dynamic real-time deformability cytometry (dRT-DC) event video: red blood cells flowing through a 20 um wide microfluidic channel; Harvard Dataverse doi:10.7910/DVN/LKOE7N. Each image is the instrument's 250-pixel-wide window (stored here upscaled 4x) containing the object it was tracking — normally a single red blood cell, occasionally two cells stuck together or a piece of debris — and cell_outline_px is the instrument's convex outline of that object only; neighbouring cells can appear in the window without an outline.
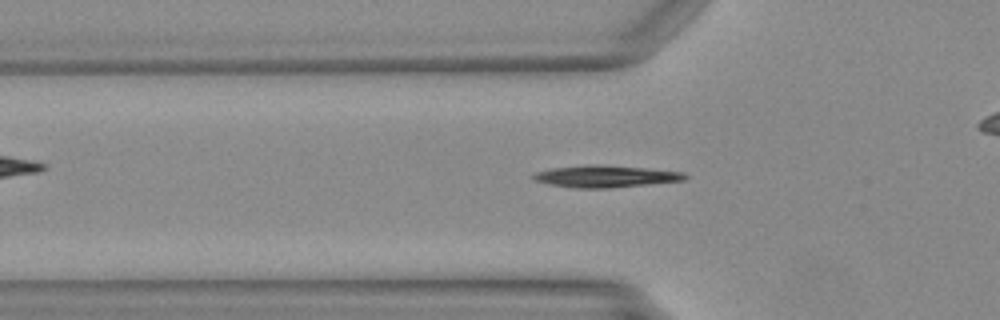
{"species": "Egyptian fruit bat (a non-hibernating species)", "species_latin": "Rousettus aegyptiacus", "temperature_condition": "warm", "stored_images_in_passage": 43, "camera_frame_rate_fps": 3000, "um_per_image_px": 0.085, "animal": {"sex": "female"}, "frame": {"image": 1, "passage_image": 16, "time_ms": 5.0, "image_size_px": [1000, 320], "cell_outline_px": [[688, 176], [684, 180], [648, 184], [608, 188], [572, 188], [548, 184], [532, 180], [532, 176], [536, 172], [548, 168], [584, 164], [600, 164], [644, 168], [684, 172]], "centroid_in_image_um": [51.39, 14.98], "position_along_channel_um": 74.4, "area_um2": 19.59}}
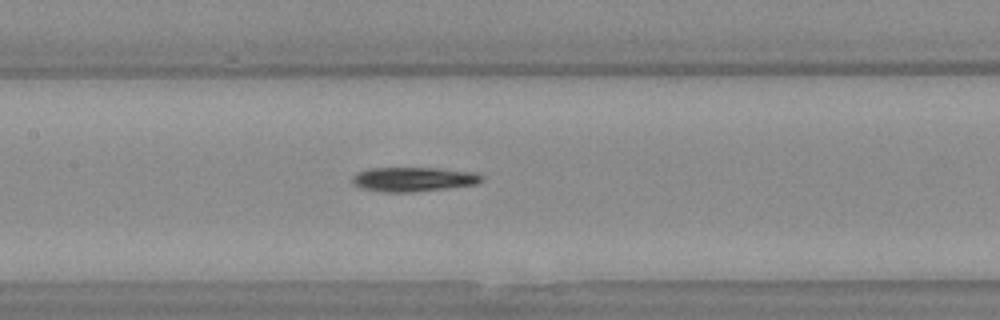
{"frame": {"image": 2, "passage_image": 23, "time_ms": 7.333, "image_size_px": [1000, 320], "cell_outline_px": [[484, 180], [476, 184], [448, 188], [412, 192], [380, 192], [364, 188], [352, 184], [352, 176], [356, 172], [368, 168], [440, 168], [472, 172], [484, 176]], "centroid_in_image_um": [35.12, 15.23], "position_along_channel_um": 172.3, "area_um2": 18.5}}
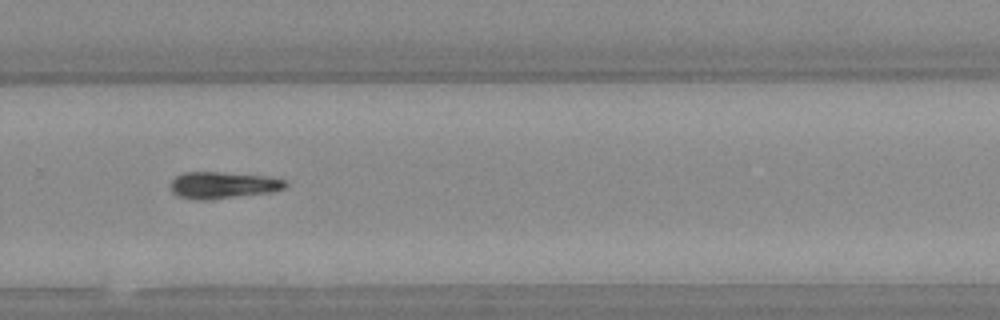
{"frame": {"image": 3, "passage_image": 33, "time_ms": 10.667, "image_size_px": [1000, 320], "cell_outline_px": [[288, 184], [284, 188], [272, 192], [208, 200], [196, 200], [180, 196], [172, 192], [168, 184], [176, 176], [184, 172], [224, 172], [268, 176], [284, 180]], "centroid_in_image_um": [18.93, 15.73], "position_along_channel_um": 310.9, "area_um2": 18.03}}